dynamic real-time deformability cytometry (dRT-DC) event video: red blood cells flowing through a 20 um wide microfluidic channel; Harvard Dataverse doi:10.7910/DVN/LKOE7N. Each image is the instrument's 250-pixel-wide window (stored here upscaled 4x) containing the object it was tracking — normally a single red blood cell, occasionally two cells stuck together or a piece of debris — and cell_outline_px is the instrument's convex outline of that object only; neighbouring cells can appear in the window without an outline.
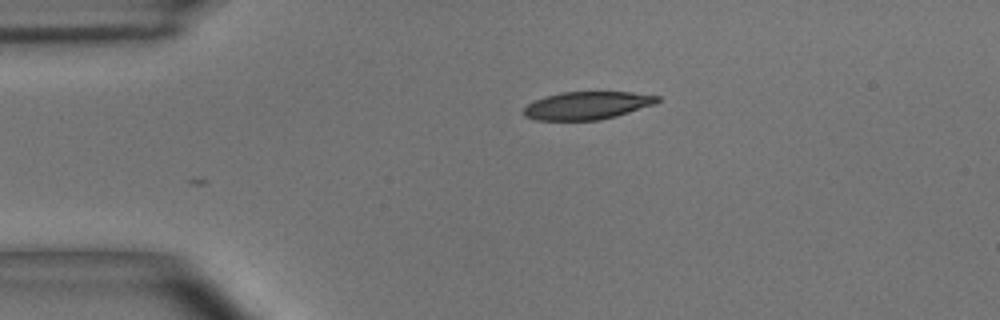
{"species": "common noctule bat (a hibernating species)", "species_latin": "Nyctalus noctula", "temperature_condition": "room temperature", "stored_images_in_passage": 36, "camera_frame_rate_fps": 3000, "um_per_image_px": 0.085, "animal": {"sex": "male", "body_mass_g": 15.6}, "frame": {"image": 1, "passage_image": 1, "time_ms": 0.0, "image_size_px": [1000, 320], "cell_outline_px": [[660, 100], [656, 104], [616, 116], [600, 120], [536, 120], [524, 116], [524, 108], [528, 104], [544, 96], [560, 92], [632, 92], [660, 96]], "centroid_in_image_um": [49.93, 8.96], "position_along_channel_um": 35.1, "area_um2": 21.73}}
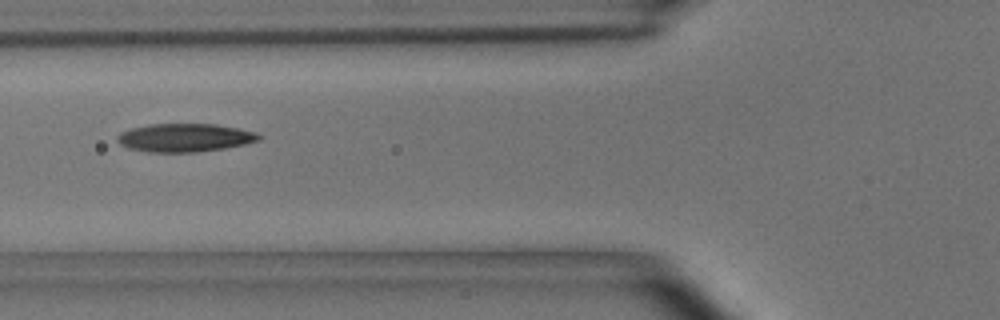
{"frame": {"image": 2, "passage_image": 10, "time_ms": 3.0, "image_size_px": [1000, 320], "cell_outline_px": [[260, 140], [244, 144], [224, 148], [196, 152], [148, 152], [128, 148], [120, 144], [116, 140], [116, 136], [120, 132], [132, 128], [148, 124], [216, 124], [256, 132], [260, 136]], "centroid_in_image_um": [15.66, 11.7], "position_along_channel_um": 110.1, "area_um2": 23.29}}
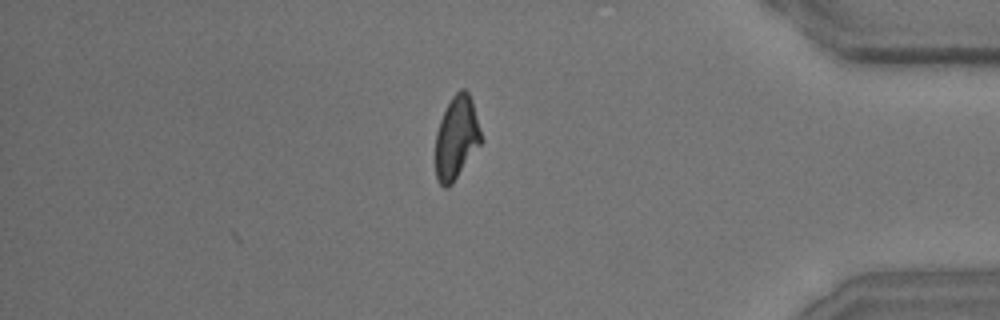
{"frame": {"image": 3, "passage_image": 36, "time_ms": 11.667, "image_size_px": [1000, 320], "cell_outline_px": [[484, 140], [452, 184], [448, 188], [444, 188], [436, 180], [436, 132], [440, 120], [452, 96], [460, 88], [464, 88], [468, 92], [472, 100]], "centroid_in_image_um": [38.82, 11.72], "position_along_channel_um": 396.4, "area_um2": 22.25}, "authors_computed_cell_mechanics": {"area_um2": 22.8888, "velocity_mm_per_s": 3.6769, "shape_relaxation_time_tau1_ms": 4.8612, "shape_relaxation_time_tau2_ms": 3.5518, "deformation_change_tau1": 0.1608, "deformation_change_tau2": 0.1103}}